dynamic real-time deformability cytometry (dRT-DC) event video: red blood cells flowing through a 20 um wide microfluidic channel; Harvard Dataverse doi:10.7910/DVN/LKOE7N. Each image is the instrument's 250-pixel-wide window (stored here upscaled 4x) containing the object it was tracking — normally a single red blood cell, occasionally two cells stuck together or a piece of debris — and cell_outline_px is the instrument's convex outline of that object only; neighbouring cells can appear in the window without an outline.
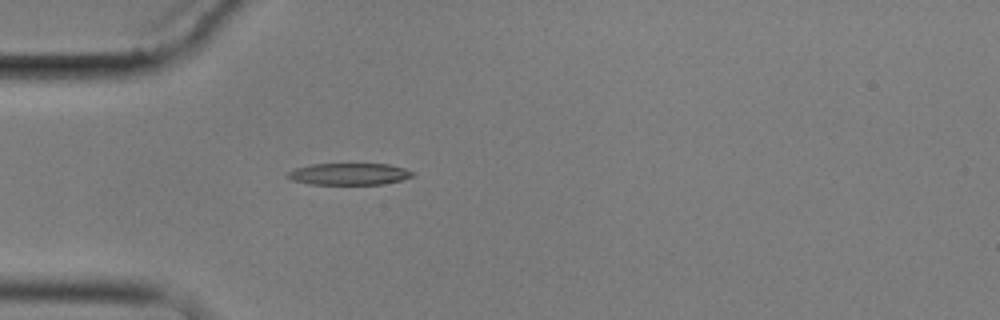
{"species": "common noctule bat (a hibernating species)", "species_latin": "Nyctalus noctula", "temperature_condition": "cold", "stored_images_in_passage": 2, "camera_frame_rate_fps": 3000, "um_per_image_px": 0.085, "animal": {"sex": "male", "body_mass_g": 17.9}, "frame": {"image": 1, "passage_image": 2, "time_ms": 1.333, "image_size_px": [1000, 320], "cell_outline_px": [[416, 172], [412, 176], [400, 180], [384, 184], [308, 184], [292, 180], [288, 176], [288, 172], [296, 168], [308, 164], [388, 164], [404, 168]], "centroid_in_image_um": [29.68, 14.79], "position_along_channel_um": 55.3, "area_um2": 15.78}}